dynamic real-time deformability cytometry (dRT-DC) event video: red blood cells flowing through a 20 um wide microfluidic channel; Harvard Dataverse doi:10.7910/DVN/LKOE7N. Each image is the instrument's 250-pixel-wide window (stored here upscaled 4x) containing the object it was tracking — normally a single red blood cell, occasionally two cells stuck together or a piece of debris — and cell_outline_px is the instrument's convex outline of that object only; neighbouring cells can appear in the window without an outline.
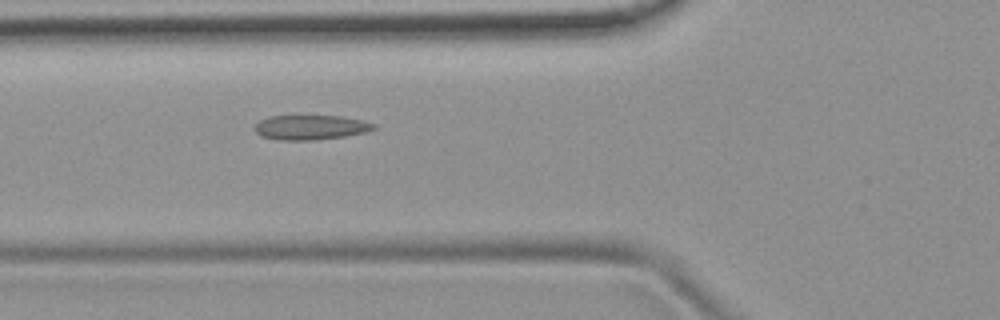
{"species": "common noctule bat (a hibernating species)", "species_latin": "Nyctalus noctula", "temperature_condition": "room temperature", "stored_images_in_passage": 5, "camera_frame_rate_fps": 3000, "um_per_image_px": 0.085, "animal": {"sex": "female", "body_mass_g": 19.9}, "frame": {"image": 1, "passage_image": 5, "time_ms": 5.667, "image_size_px": [1000, 320], "cell_outline_px": [[376, 128], [368, 132], [344, 136], [316, 140], [280, 140], [260, 136], [252, 128], [260, 120], [268, 116], [340, 116], [364, 120], [376, 124]], "centroid_in_image_um": [26.41, 10.83], "position_along_channel_um": 99.4, "area_um2": 17.28}}